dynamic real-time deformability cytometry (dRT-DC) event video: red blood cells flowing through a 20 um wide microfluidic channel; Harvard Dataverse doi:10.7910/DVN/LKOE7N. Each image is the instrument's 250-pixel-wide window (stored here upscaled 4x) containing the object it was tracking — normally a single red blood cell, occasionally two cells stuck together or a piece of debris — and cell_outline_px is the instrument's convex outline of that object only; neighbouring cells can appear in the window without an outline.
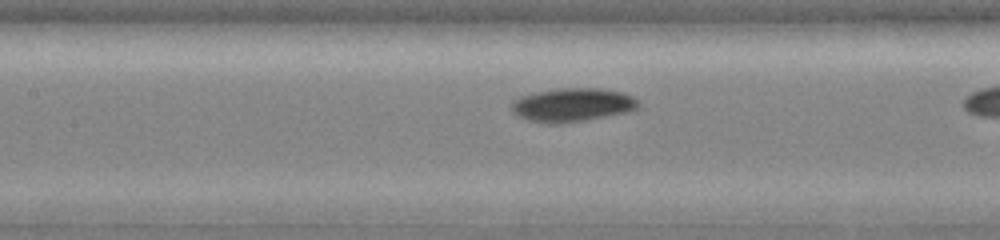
{"species": "common noctule bat (a hibernating species)", "species_latin": "Nyctalus noctula", "temperature_condition": "warm", "stored_images_in_passage": 34, "camera_frame_rate_fps": 3000, "um_per_image_px": 0.085, "animal": {"sex": "female", "body_mass_g": 19.0, "forearm_length_mm": 51.5}, "frame": {"image": 1, "passage_image": 11, "time_ms": 3.333, "image_size_px": [1000, 240], "cell_outline_px": [[640, 104], [632, 112], [564, 124], [544, 124], [528, 120], [516, 116], [512, 112], [512, 100], [520, 96], [536, 92], [560, 88], [600, 88], [620, 92], [632, 96]], "centroid_in_image_um": [48.63, 8.94], "position_along_channel_um": 158.8, "area_um2": 25.26}}
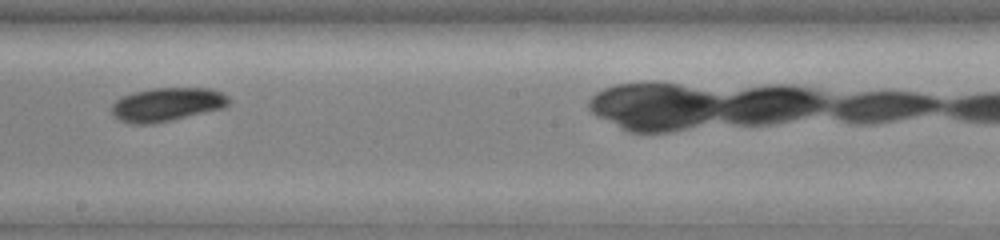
{"frame": {"image": 2, "passage_image": 17, "time_ms": 5.333, "image_size_px": [1000, 240], "cell_outline_px": [[228, 104], [224, 108], [172, 120], [152, 124], [128, 124], [112, 116], [112, 104], [120, 96], [132, 92], [152, 88], [212, 88], [224, 92], [228, 96]], "centroid_in_image_um": [14.17, 8.88], "position_along_channel_um": 234.0, "area_um2": 23.29}}
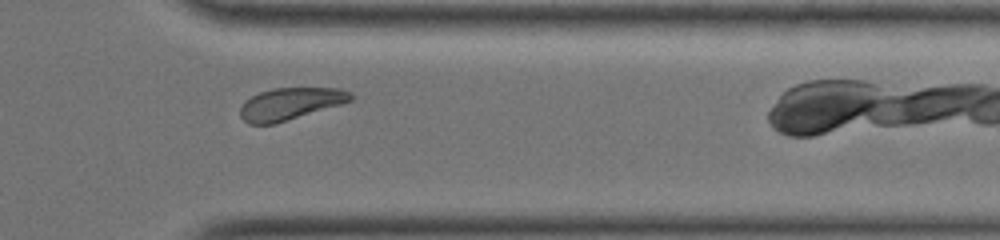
{"frame": {"image": 3, "passage_image": 29, "time_ms": 9.333, "image_size_px": [1000, 240], "cell_outline_px": [[352, 100], [340, 104], [276, 124], [248, 124], [240, 116], [240, 108], [252, 96], [260, 92], [272, 88], [340, 88], [352, 92]], "centroid_in_image_um": [24.68, 8.82], "position_along_channel_um": 386.7, "area_um2": 20.46}}